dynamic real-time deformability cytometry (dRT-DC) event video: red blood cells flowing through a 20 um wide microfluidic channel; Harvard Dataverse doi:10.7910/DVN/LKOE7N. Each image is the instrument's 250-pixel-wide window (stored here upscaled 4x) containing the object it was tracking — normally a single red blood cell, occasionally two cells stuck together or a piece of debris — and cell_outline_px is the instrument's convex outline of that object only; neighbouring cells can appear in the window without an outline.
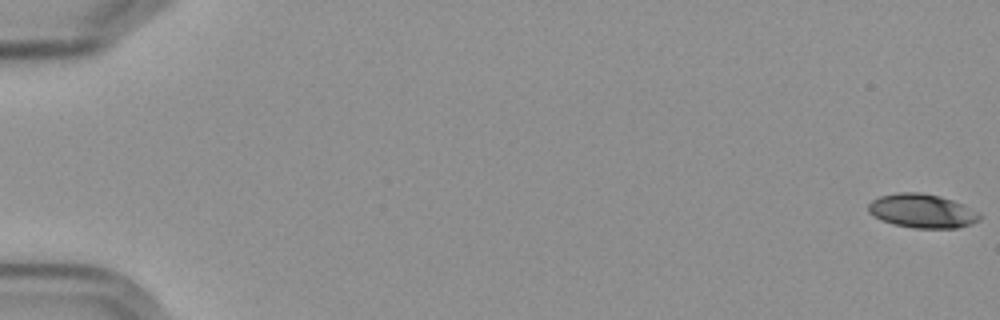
{"species": "Egyptian fruit bat (a non-hibernating species)", "species_latin": "Rousettus aegyptiacus", "temperature_condition": "cold", "stored_images_in_passage": 5, "camera_frame_rate_fps": 3000, "um_per_image_px": 0.085, "frame": {"image": 1, "passage_image": 1, "time_ms": 0.0, "image_size_px": [1000, 320], "cell_outline_px": [[980, 220], [972, 224], [956, 228], [912, 228], [880, 220], [868, 212], [868, 204], [872, 200], [880, 196], [900, 192], [916, 192], [940, 196], [952, 200], [968, 208], [980, 216]], "centroid_in_image_um": [78.33, 17.94], "position_along_channel_um": 6.7, "area_um2": 21.68}}
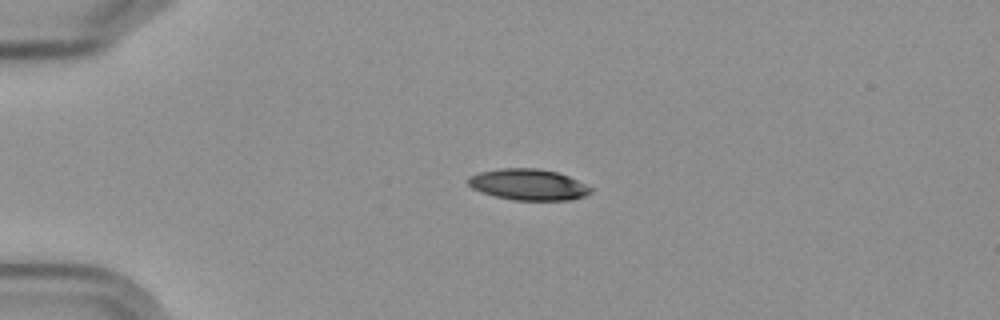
{"frame": {"image": 2, "passage_image": 5, "time_ms": 4.667, "image_size_px": [1000, 320], "cell_outline_px": [[592, 192], [584, 196], [572, 200], [516, 200], [496, 196], [480, 192], [472, 188], [468, 184], [468, 176], [480, 172], [500, 168], [536, 168], [556, 172], [568, 176], [592, 188]], "centroid_in_image_um": [44.89, 15.69], "position_along_channel_um": 40.1, "area_um2": 22.14}}